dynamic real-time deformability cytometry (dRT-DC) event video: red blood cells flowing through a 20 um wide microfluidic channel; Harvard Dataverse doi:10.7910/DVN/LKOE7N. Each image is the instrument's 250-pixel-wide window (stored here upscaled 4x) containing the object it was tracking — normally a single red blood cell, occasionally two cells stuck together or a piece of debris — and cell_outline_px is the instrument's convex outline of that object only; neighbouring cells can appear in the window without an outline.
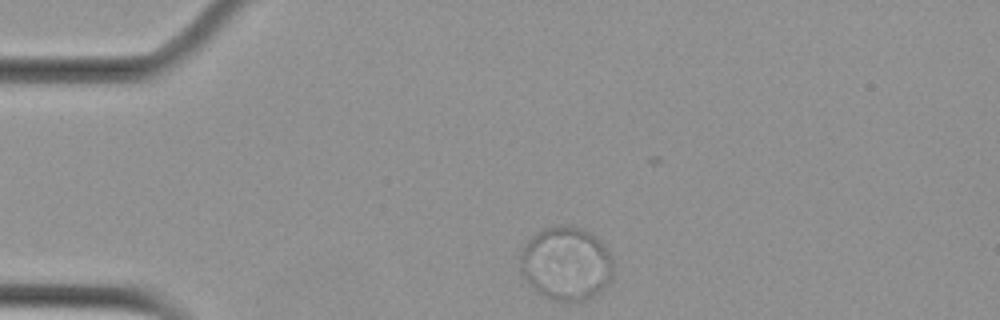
{"species": "Egyptian fruit bat (a non-hibernating species)", "species_latin": "Rousettus aegyptiacus", "temperature_condition": "cold", "stored_images_in_passage": 11, "camera_frame_rate_fps": 3000, "um_per_image_px": 0.085, "animal": {"sex": "female"}, "frame": {"image": 1, "passage_image": 1, "time_ms": 0.0, "image_size_px": [1000, 320], "cell_outline_px": [[612, 276], [608, 284], [600, 292], [584, 304], [568, 304], [544, 296], [536, 292], [524, 280], [520, 272], [520, 252], [524, 244], [536, 232], [544, 228], [564, 224], [580, 228], [596, 236], [604, 244], [612, 256]], "centroid_in_image_um": [48.11, 22.45], "position_along_channel_um": 36.9, "area_um2": 41.1}}